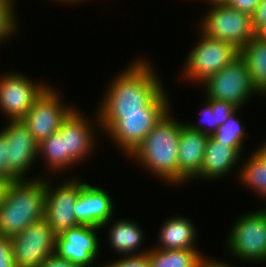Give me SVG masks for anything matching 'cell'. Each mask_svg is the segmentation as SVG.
Wrapping results in <instances>:
<instances>
[{
  "instance_id": "83f0119b",
  "label": "cell",
  "mask_w": 266,
  "mask_h": 267,
  "mask_svg": "<svg viewBox=\"0 0 266 267\" xmlns=\"http://www.w3.org/2000/svg\"><path fill=\"white\" fill-rule=\"evenodd\" d=\"M119 258L118 261L112 260L111 263L103 264V267H151L147 254L120 256Z\"/></svg>"
},
{
  "instance_id": "cb8c5ba5",
  "label": "cell",
  "mask_w": 266,
  "mask_h": 267,
  "mask_svg": "<svg viewBox=\"0 0 266 267\" xmlns=\"http://www.w3.org/2000/svg\"><path fill=\"white\" fill-rule=\"evenodd\" d=\"M38 156L42 155L48 171L61 173L69 169V152H67L66 135L59 130L38 143ZM44 157V158H43Z\"/></svg>"
},
{
  "instance_id": "8992f818",
  "label": "cell",
  "mask_w": 266,
  "mask_h": 267,
  "mask_svg": "<svg viewBox=\"0 0 266 267\" xmlns=\"http://www.w3.org/2000/svg\"><path fill=\"white\" fill-rule=\"evenodd\" d=\"M209 5L211 7L199 19L198 24L199 29L208 37L229 42L240 50L256 35L250 15L230 8L225 3Z\"/></svg>"
},
{
  "instance_id": "44dd1931",
  "label": "cell",
  "mask_w": 266,
  "mask_h": 267,
  "mask_svg": "<svg viewBox=\"0 0 266 267\" xmlns=\"http://www.w3.org/2000/svg\"><path fill=\"white\" fill-rule=\"evenodd\" d=\"M239 56L247 65L253 88L259 96H266V41L256 34L239 50Z\"/></svg>"
},
{
  "instance_id": "74e56055",
  "label": "cell",
  "mask_w": 266,
  "mask_h": 267,
  "mask_svg": "<svg viewBox=\"0 0 266 267\" xmlns=\"http://www.w3.org/2000/svg\"><path fill=\"white\" fill-rule=\"evenodd\" d=\"M199 1V0H198ZM208 4H213V3H224L226 0H204Z\"/></svg>"
},
{
  "instance_id": "8d00e7d4",
  "label": "cell",
  "mask_w": 266,
  "mask_h": 267,
  "mask_svg": "<svg viewBox=\"0 0 266 267\" xmlns=\"http://www.w3.org/2000/svg\"><path fill=\"white\" fill-rule=\"evenodd\" d=\"M57 1V0H56ZM58 1H60V2H62L63 4H64V2H65V4L67 3H69V5H71V4H79V3H83L84 1H86V0H58Z\"/></svg>"
},
{
  "instance_id": "277c9868",
  "label": "cell",
  "mask_w": 266,
  "mask_h": 267,
  "mask_svg": "<svg viewBox=\"0 0 266 267\" xmlns=\"http://www.w3.org/2000/svg\"><path fill=\"white\" fill-rule=\"evenodd\" d=\"M198 32L200 39L186 56L181 77L202 84L237 58L239 49L229 42L208 37L200 29Z\"/></svg>"
},
{
  "instance_id": "4fadbf2b",
  "label": "cell",
  "mask_w": 266,
  "mask_h": 267,
  "mask_svg": "<svg viewBox=\"0 0 266 267\" xmlns=\"http://www.w3.org/2000/svg\"><path fill=\"white\" fill-rule=\"evenodd\" d=\"M7 137L9 170L20 180L27 179V172L38 157V143L21 120H8L0 130ZM30 170V171H29Z\"/></svg>"
},
{
  "instance_id": "d6a6232c",
  "label": "cell",
  "mask_w": 266,
  "mask_h": 267,
  "mask_svg": "<svg viewBox=\"0 0 266 267\" xmlns=\"http://www.w3.org/2000/svg\"><path fill=\"white\" fill-rule=\"evenodd\" d=\"M41 267H80L77 264L58 258L55 254L50 256Z\"/></svg>"
},
{
  "instance_id": "5b68a950",
  "label": "cell",
  "mask_w": 266,
  "mask_h": 267,
  "mask_svg": "<svg viewBox=\"0 0 266 267\" xmlns=\"http://www.w3.org/2000/svg\"><path fill=\"white\" fill-rule=\"evenodd\" d=\"M229 231L226 248L243 262H266V207L240 216Z\"/></svg>"
},
{
  "instance_id": "603a6c76",
  "label": "cell",
  "mask_w": 266,
  "mask_h": 267,
  "mask_svg": "<svg viewBox=\"0 0 266 267\" xmlns=\"http://www.w3.org/2000/svg\"><path fill=\"white\" fill-rule=\"evenodd\" d=\"M203 108L200 112L202 115L201 121L203 122H187L185 124L207 136H212L217 131L218 126L222 125L238 109L231 102L217 99H206Z\"/></svg>"
},
{
  "instance_id": "f35d334b",
  "label": "cell",
  "mask_w": 266,
  "mask_h": 267,
  "mask_svg": "<svg viewBox=\"0 0 266 267\" xmlns=\"http://www.w3.org/2000/svg\"><path fill=\"white\" fill-rule=\"evenodd\" d=\"M258 35L266 41V28L263 31H261Z\"/></svg>"
},
{
  "instance_id": "3957f363",
  "label": "cell",
  "mask_w": 266,
  "mask_h": 267,
  "mask_svg": "<svg viewBox=\"0 0 266 267\" xmlns=\"http://www.w3.org/2000/svg\"><path fill=\"white\" fill-rule=\"evenodd\" d=\"M43 176L10 183L0 205L1 235L14 237L30 224L44 219L46 175Z\"/></svg>"
},
{
  "instance_id": "30bf717a",
  "label": "cell",
  "mask_w": 266,
  "mask_h": 267,
  "mask_svg": "<svg viewBox=\"0 0 266 267\" xmlns=\"http://www.w3.org/2000/svg\"><path fill=\"white\" fill-rule=\"evenodd\" d=\"M50 180L51 178L46 177L44 219L57 235L79 225L74 213V206L84 182L76 177H71L54 188L55 185H52Z\"/></svg>"
},
{
  "instance_id": "6da1fadb",
  "label": "cell",
  "mask_w": 266,
  "mask_h": 267,
  "mask_svg": "<svg viewBox=\"0 0 266 267\" xmlns=\"http://www.w3.org/2000/svg\"><path fill=\"white\" fill-rule=\"evenodd\" d=\"M145 57L135 59L108 84L102 103L95 112V127L106 132L123 114L168 113L171 108L168 91ZM97 122V123H96ZM98 124V125H96Z\"/></svg>"
},
{
  "instance_id": "f546056e",
  "label": "cell",
  "mask_w": 266,
  "mask_h": 267,
  "mask_svg": "<svg viewBox=\"0 0 266 267\" xmlns=\"http://www.w3.org/2000/svg\"><path fill=\"white\" fill-rule=\"evenodd\" d=\"M0 267H16L12 243L9 237L0 234Z\"/></svg>"
},
{
  "instance_id": "484cf974",
  "label": "cell",
  "mask_w": 266,
  "mask_h": 267,
  "mask_svg": "<svg viewBox=\"0 0 266 267\" xmlns=\"http://www.w3.org/2000/svg\"><path fill=\"white\" fill-rule=\"evenodd\" d=\"M239 110L241 109L238 108L222 125L218 126L217 131L211 137L214 140L222 142L232 148L243 149V144L246 139V131L245 127L241 125L240 119L236 115Z\"/></svg>"
},
{
  "instance_id": "52a82bcc",
  "label": "cell",
  "mask_w": 266,
  "mask_h": 267,
  "mask_svg": "<svg viewBox=\"0 0 266 267\" xmlns=\"http://www.w3.org/2000/svg\"><path fill=\"white\" fill-rule=\"evenodd\" d=\"M202 86L205 99L228 101L238 108H243L252 95H258L253 88L247 65L240 56L206 79L201 89Z\"/></svg>"
},
{
  "instance_id": "5bb4252c",
  "label": "cell",
  "mask_w": 266,
  "mask_h": 267,
  "mask_svg": "<svg viewBox=\"0 0 266 267\" xmlns=\"http://www.w3.org/2000/svg\"><path fill=\"white\" fill-rule=\"evenodd\" d=\"M167 113L123 114L106 132L125 156H130ZM107 133V134H106Z\"/></svg>"
},
{
  "instance_id": "8fae6325",
  "label": "cell",
  "mask_w": 266,
  "mask_h": 267,
  "mask_svg": "<svg viewBox=\"0 0 266 267\" xmlns=\"http://www.w3.org/2000/svg\"><path fill=\"white\" fill-rule=\"evenodd\" d=\"M14 72L0 76V111L8 120H21L49 85Z\"/></svg>"
},
{
  "instance_id": "d6986e66",
  "label": "cell",
  "mask_w": 266,
  "mask_h": 267,
  "mask_svg": "<svg viewBox=\"0 0 266 267\" xmlns=\"http://www.w3.org/2000/svg\"><path fill=\"white\" fill-rule=\"evenodd\" d=\"M158 232V242L153 248L172 250V249H198L195 244L196 227L194 223L184 216L169 217L162 224Z\"/></svg>"
},
{
  "instance_id": "e575fe53",
  "label": "cell",
  "mask_w": 266,
  "mask_h": 267,
  "mask_svg": "<svg viewBox=\"0 0 266 267\" xmlns=\"http://www.w3.org/2000/svg\"><path fill=\"white\" fill-rule=\"evenodd\" d=\"M10 185V182L6 179L0 178V205L5 199L7 189Z\"/></svg>"
},
{
  "instance_id": "e0dca14e",
  "label": "cell",
  "mask_w": 266,
  "mask_h": 267,
  "mask_svg": "<svg viewBox=\"0 0 266 267\" xmlns=\"http://www.w3.org/2000/svg\"><path fill=\"white\" fill-rule=\"evenodd\" d=\"M208 138L182 123L178 145V186L192 181L200 172Z\"/></svg>"
},
{
  "instance_id": "7402d4cb",
  "label": "cell",
  "mask_w": 266,
  "mask_h": 267,
  "mask_svg": "<svg viewBox=\"0 0 266 267\" xmlns=\"http://www.w3.org/2000/svg\"><path fill=\"white\" fill-rule=\"evenodd\" d=\"M146 254L151 267H201L206 257L199 249L164 250L152 247Z\"/></svg>"
},
{
  "instance_id": "4316f807",
  "label": "cell",
  "mask_w": 266,
  "mask_h": 267,
  "mask_svg": "<svg viewBox=\"0 0 266 267\" xmlns=\"http://www.w3.org/2000/svg\"><path fill=\"white\" fill-rule=\"evenodd\" d=\"M15 4L9 0H0V44L9 40L18 31V17H16ZM17 19V20H16ZM18 24V25H17Z\"/></svg>"
},
{
  "instance_id": "ffe728a7",
  "label": "cell",
  "mask_w": 266,
  "mask_h": 267,
  "mask_svg": "<svg viewBox=\"0 0 266 267\" xmlns=\"http://www.w3.org/2000/svg\"><path fill=\"white\" fill-rule=\"evenodd\" d=\"M112 219L101 226V229L108 226V242L113 251L119 253L121 256H130V255H142L146 254L149 249L139 251L141 245L143 244V235L144 231L138 223L135 221H130V219H120L113 223L110 222ZM110 226H109V225ZM112 245V246H111ZM137 250V251H136Z\"/></svg>"
},
{
  "instance_id": "836d02e7",
  "label": "cell",
  "mask_w": 266,
  "mask_h": 267,
  "mask_svg": "<svg viewBox=\"0 0 266 267\" xmlns=\"http://www.w3.org/2000/svg\"><path fill=\"white\" fill-rule=\"evenodd\" d=\"M211 257L207 258V256L204 258L201 267H236L235 265H229L225 261L223 262L220 259H210Z\"/></svg>"
},
{
  "instance_id": "7a4b0ae2",
  "label": "cell",
  "mask_w": 266,
  "mask_h": 267,
  "mask_svg": "<svg viewBox=\"0 0 266 267\" xmlns=\"http://www.w3.org/2000/svg\"><path fill=\"white\" fill-rule=\"evenodd\" d=\"M169 111L127 159L168 185L178 186V145L182 123ZM140 163V164H139Z\"/></svg>"
},
{
  "instance_id": "d4e9b609",
  "label": "cell",
  "mask_w": 266,
  "mask_h": 267,
  "mask_svg": "<svg viewBox=\"0 0 266 267\" xmlns=\"http://www.w3.org/2000/svg\"><path fill=\"white\" fill-rule=\"evenodd\" d=\"M246 162L242 163V167H238L240 170L238 177L244 187H251L256 192V195L266 200V160L255 149L252 154L247 157ZM246 185V186H245Z\"/></svg>"
},
{
  "instance_id": "9a60e30c",
  "label": "cell",
  "mask_w": 266,
  "mask_h": 267,
  "mask_svg": "<svg viewBox=\"0 0 266 267\" xmlns=\"http://www.w3.org/2000/svg\"><path fill=\"white\" fill-rule=\"evenodd\" d=\"M89 120L78 108H75L63 121L59 129L63 135H66L69 168H73L74 165H79V163L82 164V161L84 162L86 158L91 156L96 146V129Z\"/></svg>"
},
{
  "instance_id": "4dcf8cb0",
  "label": "cell",
  "mask_w": 266,
  "mask_h": 267,
  "mask_svg": "<svg viewBox=\"0 0 266 267\" xmlns=\"http://www.w3.org/2000/svg\"><path fill=\"white\" fill-rule=\"evenodd\" d=\"M252 17V26L256 34L266 28V0H261Z\"/></svg>"
},
{
  "instance_id": "ac0fdd59",
  "label": "cell",
  "mask_w": 266,
  "mask_h": 267,
  "mask_svg": "<svg viewBox=\"0 0 266 267\" xmlns=\"http://www.w3.org/2000/svg\"><path fill=\"white\" fill-rule=\"evenodd\" d=\"M242 148H232L209 136L204 153V160L200 172L193 178L204 180H218L233 172V168L240 167L239 162L243 153ZM238 163V164H237ZM237 165V166H236Z\"/></svg>"
},
{
  "instance_id": "1f68e13d",
  "label": "cell",
  "mask_w": 266,
  "mask_h": 267,
  "mask_svg": "<svg viewBox=\"0 0 266 267\" xmlns=\"http://www.w3.org/2000/svg\"><path fill=\"white\" fill-rule=\"evenodd\" d=\"M261 0H226L224 3L237 11L252 16Z\"/></svg>"
},
{
  "instance_id": "d590c367",
  "label": "cell",
  "mask_w": 266,
  "mask_h": 267,
  "mask_svg": "<svg viewBox=\"0 0 266 267\" xmlns=\"http://www.w3.org/2000/svg\"><path fill=\"white\" fill-rule=\"evenodd\" d=\"M259 148H255L266 160V141L263 142Z\"/></svg>"
},
{
  "instance_id": "9c48e42d",
  "label": "cell",
  "mask_w": 266,
  "mask_h": 267,
  "mask_svg": "<svg viewBox=\"0 0 266 267\" xmlns=\"http://www.w3.org/2000/svg\"><path fill=\"white\" fill-rule=\"evenodd\" d=\"M60 94L59 90L56 91L49 84L21 119L37 143L57 132L63 121L75 109L73 105H65Z\"/></svg>"
},
{
  "instance_id": "f1b7e54d",
  "label": "cell",
  "mask_w": 266,
  "mask_h": 267,
  "mask_svg": "<svg viewBox=\"0 0 266 267\" xmlns=\"http://www.w3.org/2000/svg\"><path fill=\"white\" fill-rule=\"evenodd\" d=\"M7 137L0 131V178L10 183L19 180L8 168Z\"/></svg>"
},
{
  "instance_id": "ba28073f",
  "label": "cell",
  "mask_w": 266,
  "mask_h": 267,
  "mask_svg": "<svg viewBox=\"0 0 266 267\" xmlns=\"http://www.w3.org/2000/svg\"><path fill=\"white\" fill-rule=\"evenodd\" d=\"M10 239L16 267H41L55 254L56 234L45 219L30 224Z\"/></svg>"
},
{
  "instance_id": "2e32d148",
  "label": "cell",
  "mask_w": 266,
  "mask_h": 267,
  "mask_svg": "<svg viewBox=\"0 0 266 267\" xmlns=\"http://www.w3.org/2000/svg\"><path fill=\"white\" fill-rule=\"evenodd\" d=\"M113 202L105 189L85 182L74 206L77 223L101 228L114 217Z\"/></svg>"
},
{
  "instance_id": "7c38bea8",
  "label": "cell",
  "mask_w": 266,
  "mask_h": 267,
  "mask_svg": "<svg viewBox=\"0 0 266 267\" xmlns=\"http://www.w3.org/2000/svg\"><path fill=\"white\" fill-rule=\"evenodd\" d=\"M100 229L96 226L77 225L57 234L55 255L80 267L93 265L101 245L97 236Z\"/></svg>"
}]
</instances>
